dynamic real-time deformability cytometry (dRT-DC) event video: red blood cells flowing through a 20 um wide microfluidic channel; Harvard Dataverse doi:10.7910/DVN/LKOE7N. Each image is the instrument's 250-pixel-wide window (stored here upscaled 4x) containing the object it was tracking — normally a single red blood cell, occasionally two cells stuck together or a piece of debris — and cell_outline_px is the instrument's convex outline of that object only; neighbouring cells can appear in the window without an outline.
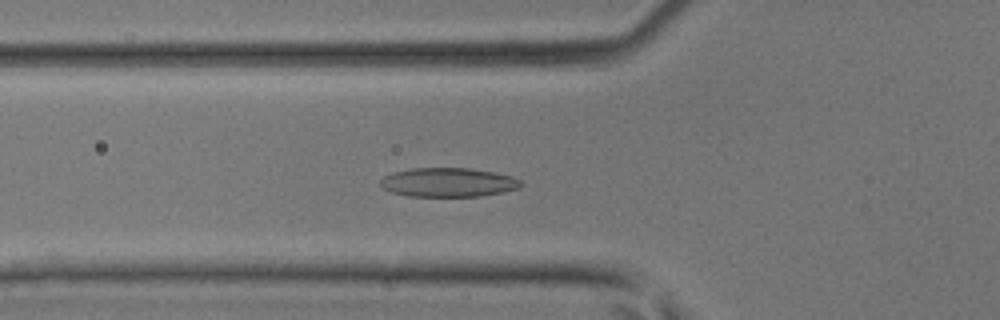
{"species": "common noctule bat (a hibernating species)", "species_latin": "Nyctalus noctula", "temperature_condition": "room temperature", "stored_images_in_passage": 38, "camera_frame_rate_fps": 3000, "um_per_image_px": 0.085, "animal": {"sex": "male", "body_mass_g": 17.9, "forearm_length_mm": 54.2}, "frame": {"image": 1, "passage_image": 10, "time_ms": 3.0, "image_size_px": [1000, 320], "cell_outline_px": [[524, 184], [520, 188], [504, 192], [480, 196], [408, 196], [392, 192], [380, 188], [380, 180], [384, 176], [392, 172], [412, 168], [472, 168], [496, 172], [512, 176], [520, 180]], "centroid_in_image_um": [38.11, 15.49], "position_along_channel_um": 87.7, "area_um2": 24.1}}
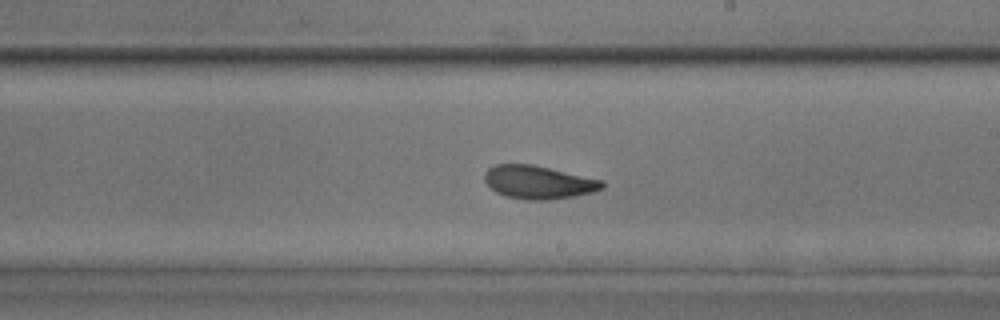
{"frame": {"image": 2, "passage_image": 20, "time_ms": 6.333, "image_size_px": [1000, 320], "cell_outline_px": [[604, 188], [592, 192], [572, 196], [544, 200], [528, 200], [504, 196], [496, 192], [484, 180], [484, 172], [488, 168], [496, 164], [532, 164], [604, 180]], "centroid_in_image_um": [45.76, 15.48], "position_along_channel_um": 243.2, "area_um2": 22.72}}
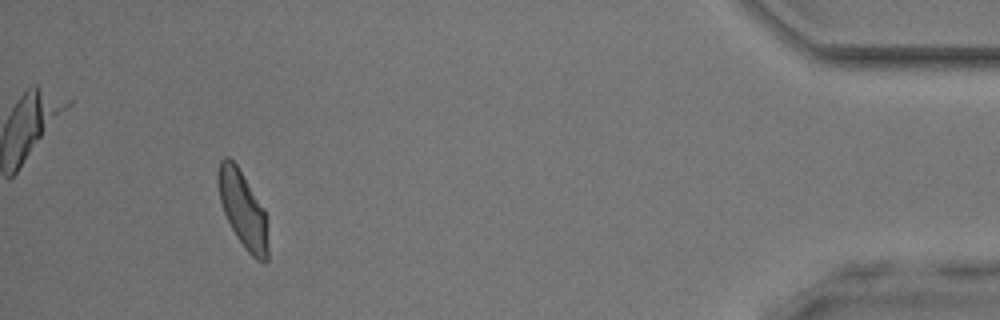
{"frame": {"image": 3, "passage_image": 35, "time_ms": 11.333, "image_size_px": [1000, 320], "cell_outline_px": [[268, 260], [264, 264], [256, 260], [244, 248], [236, 236], [224, 212], [220, 200], [216, 176], [216, 172], [220, 160], [224, 156], [228, 156], [236, 164], [264, 208], [268, 248]], "centroid_in_image_um": [20.63, 17.8], "position_along_channel_um": 414.6, "area_um2": 22.2}}